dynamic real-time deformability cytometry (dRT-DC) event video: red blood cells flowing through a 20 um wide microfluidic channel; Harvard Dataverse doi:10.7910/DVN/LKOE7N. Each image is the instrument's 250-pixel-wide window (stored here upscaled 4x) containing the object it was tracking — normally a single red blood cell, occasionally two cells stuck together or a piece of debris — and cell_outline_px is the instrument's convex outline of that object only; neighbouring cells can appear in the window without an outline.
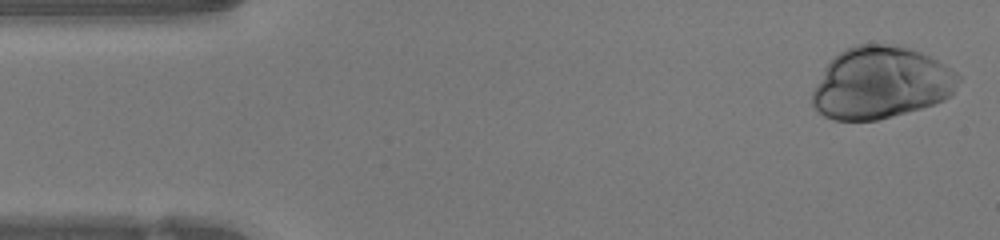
{"species": "human", "species_latin": "Homo sapiens", "temperature_condition": "warm", "stored_images_in_passage": 46, "camera_frame_rate_fps": 3000, "um_per_image_px": 0.085, "donor": {"sex": "female"}, "frame": {"image": 1, "passage_image": 1, "time_ms": 0.0, "image_size_px": [1000, 240], "cell_outline_px": [[960, 80], [952, 96], [944, 100], [920, 108], [892, 116], [876, 120], [836, 120], [824, 116], [812, 104], [812, 92], [824, 68], [840, 52], [856, 44], [904, 44], [952, 68], [960, 76]], "centroid_in_image_um": [74.9, 7.03], "position_along_channel_um": 10.1, "area_um2": 61.27}}
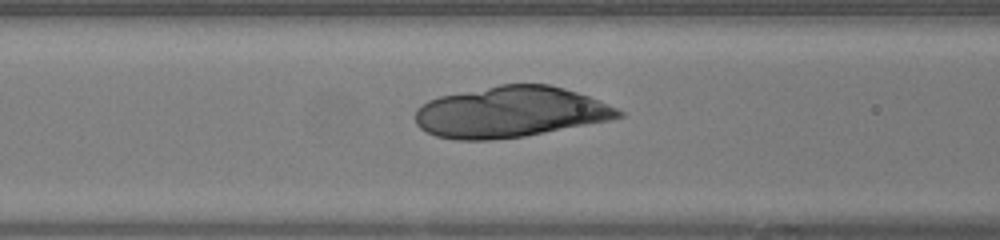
{"frame": {"image": 2, "passage_image": 17, "time_ms": 5.333, "image_size_px": [1000, 240], "cell_outline_px": [[624, 116], [608, 120], [524, 136], [488, 140], [456, 140], [436, 136], [420, 128], [416, 124], [416, 108], [428, 100], [440, 96], [500, 84], [548, 84], [564, 88], [600, 100], [624, 112]], "centroid_in_image_um": [43.35, 9.52], "position_along_channel_um": 123.2, "area_um2": 60.0}}
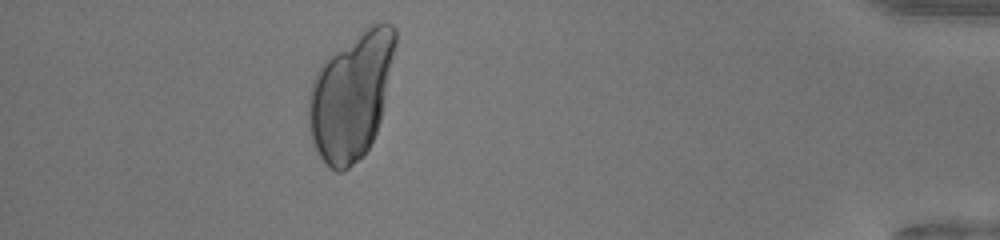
{"frame": {"image": 3, "passage_image": 41, "time_ms": 13.333, "image_size_px": [1000, 240], "cell_outline_px": [[396, 44], [380, 120], [376, 132], [368, 148], [344, 172], [336, 172], [328, 168], [324, 164], [312, 140], [308, 124], [308, 96], [312, 80], [320, 64], [332, 52], [360, 32], [372, 24], [380, 20], [384, 20], [392, 24], [396, 28]], "centroid_in_image_um": [29.83, 8.12], "position_along_channel_um": 405.4, "area_um2": 63.98}}